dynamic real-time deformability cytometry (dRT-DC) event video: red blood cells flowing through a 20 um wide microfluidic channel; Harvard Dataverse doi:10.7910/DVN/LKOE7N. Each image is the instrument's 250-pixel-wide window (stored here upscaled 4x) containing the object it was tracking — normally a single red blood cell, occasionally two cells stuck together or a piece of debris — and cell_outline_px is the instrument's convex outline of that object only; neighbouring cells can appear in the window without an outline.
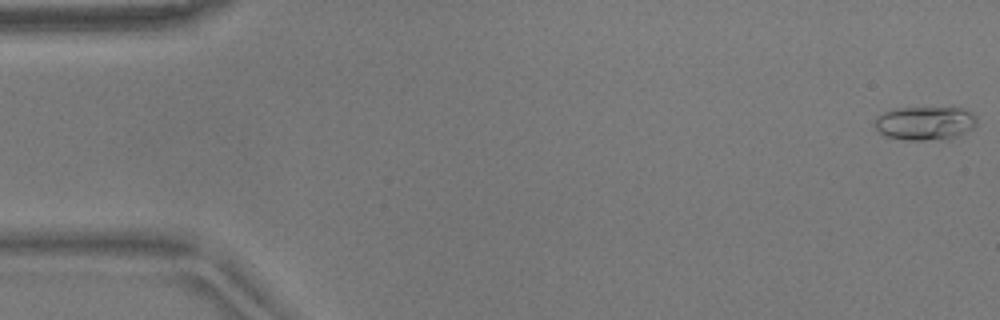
{"species": "common noctule bat (a hibernating species)", "species_latin": "Nyctalus noctula", "temperature_condition": "warm", "stored_images_in_passage": 14, "camera_frame_rate_fps": 3000, "um_per_image_px": 0.085, "animal": {"sex": "male", "body_mass_g": 17.9}, "frame": {"image": 1, "passage_image": 1, "time_ms": 0.0, "image_size_px": [1000, 320], "cell_outline_px": [[976, 124], [972, 128], [948, 140], [904, 140], [884, 136], [872, 124], [876, 116], [892, 108], [960, 108], [972, 112], [976, 116]], "centroid_in_image_um": [78.58, 10.48], "position_along_channel_um": 6.4, "area_um2": 20.29}}